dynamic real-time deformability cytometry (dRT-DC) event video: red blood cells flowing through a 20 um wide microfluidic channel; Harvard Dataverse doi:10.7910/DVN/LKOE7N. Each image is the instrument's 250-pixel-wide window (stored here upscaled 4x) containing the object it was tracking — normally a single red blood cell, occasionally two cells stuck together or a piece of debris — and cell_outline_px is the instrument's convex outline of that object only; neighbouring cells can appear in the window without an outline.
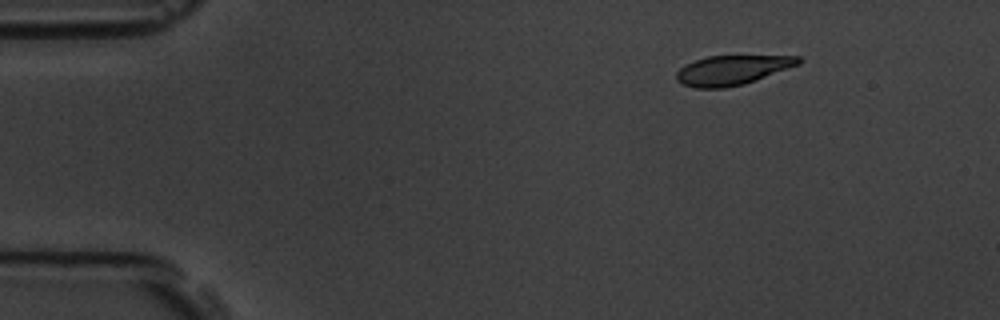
{"species": "common noctule bat (a hibernating species)", "species_latin": "Nyctalus noctula", "temperature_condition": "room temperature", "stored_images_in_passage": 3, "camera_frame_rate_fps": 3000, "um_per_image_px": 0.085, "animal": {"sex": "male", "body_mass_g": 19.5, "forearm_length_mm": 54.6}, "frame": {"image": 1, "passage_image": 1, "time_ms": 0.0, "image_size_px": [1000, 320], "cell_outline_px": [[804, 60], [800, 64], [744, 84], [724, 88], [696, 88], [684, 84], [676, 80], [676, 72], [684, 64], [708, 56], [800, 56]], "centroid_in_image_um": [62.24, 5.95], "position_along_channel_um": 22.8, "area_um2": 20.92}}